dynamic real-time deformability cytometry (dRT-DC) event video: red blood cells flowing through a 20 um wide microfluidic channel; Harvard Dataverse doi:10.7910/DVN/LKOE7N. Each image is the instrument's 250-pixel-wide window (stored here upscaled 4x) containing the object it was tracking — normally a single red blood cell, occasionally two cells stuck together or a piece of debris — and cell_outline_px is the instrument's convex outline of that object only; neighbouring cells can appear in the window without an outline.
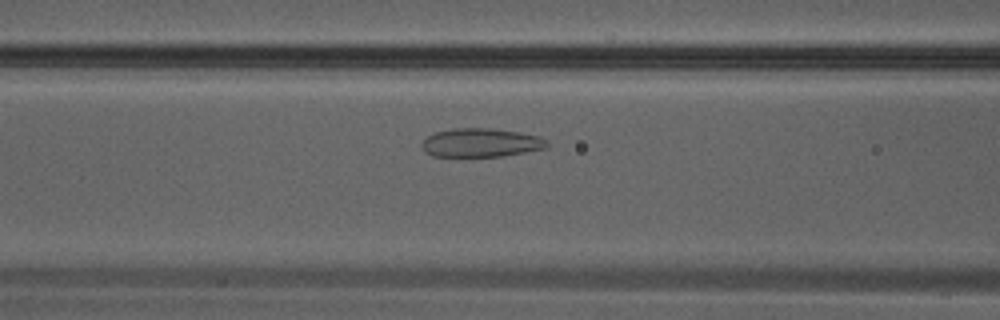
{"species": "Egyptian fruit bat (a non-hibernating species)", "species_latin": "Rousettus aegyptiacus", "temperature_condition": "warm", "stored_images_in_passage": 15, "camera_frame_rate_fps": 3000, "um_per_image_px": 0.085, "animal": {"sex": "male"}, "frame": {"image": 1, "passage_image": 9, "time_ms": 2.667, "image_size_px": [1000, 320], "cell_outline_px": [[548, 148], [500, 156], [432, 156], [424, 152], [420, 144], [428, 136], [436, 132], [452, 128], [492, 128], [520, 132], [540, 136], [548, 140]], "centroid_in_image_um": [40.89, 12.12], "position_along_channel_um": 125.7, "area_um2": 21.04}}
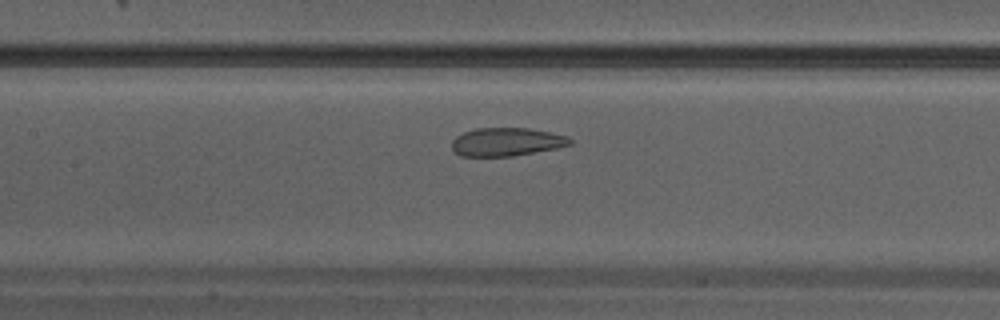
{"frame": {"image": 2, "passage_image": 11, "time_ms": 3.333, "image_size_px": [1000, 320], "cell_outline_px": [[572, 144], [556, 148], [512, 156], [460, 156], [452, 152], [452, 140], [456, 136], [464, 132], [476, 128], [528, 128], [568, 136], [572, 140]], "centroid_in_image_um": [43.02, 12.06], "position_along_channel_um": 164.4, "area_um2": 19.48}}
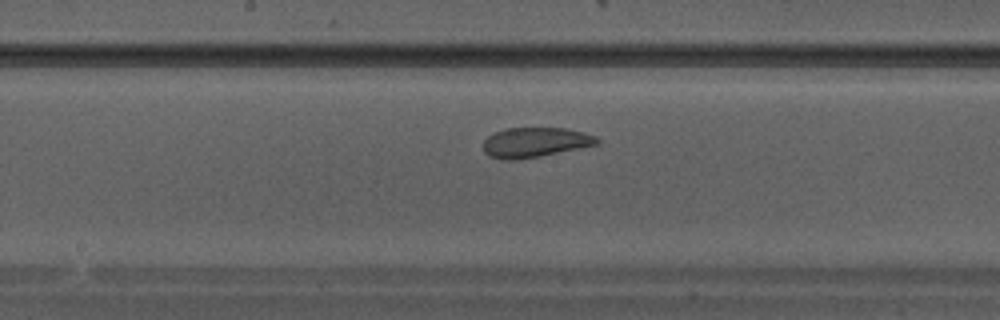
{"frame": {"image": 3, "passage_image": 13, "time_ms": 4.0, "image_size_px": [1000, 320], "cell_outline_px": [[600, 144], [540, 156], [512, 160], [508, 160], [488, 156], [484, 152], [484, 140], [488, 136], [504, 128], [564, 128], [584, 132], [596, 136], [600, 140]], "centroid_in_image_um": [45.5, 12.09], "position_along_channel_um": 202.7, "area_um2": 19.77}}